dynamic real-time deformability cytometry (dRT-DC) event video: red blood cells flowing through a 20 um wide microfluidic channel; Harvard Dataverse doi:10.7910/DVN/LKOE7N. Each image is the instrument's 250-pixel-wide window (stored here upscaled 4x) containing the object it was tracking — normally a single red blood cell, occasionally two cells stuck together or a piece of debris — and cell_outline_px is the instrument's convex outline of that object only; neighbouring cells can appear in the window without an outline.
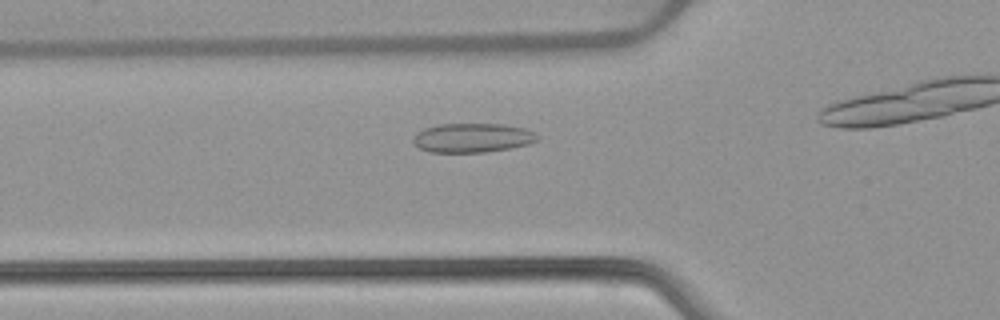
{"species": "common noctule bat (a hibernating species)", "species_latin": "Nyctalus noctula", "temperature_condition": "warm", "stored_images_in_passage": 7, "camera_frame_rate_fps": 3000, "um_per_image_px": 0.085, "animal": {"sex": "female", "body_mass_g": 22.7, "forearm_length_mm": 54.2}, "frame": {"image": 1, "passage_image": 6, "time_ms": 6.667, "image_size_px": [1000, 320], "cell_outline_px": [[540, 140], [528, 144], [488, 152], [428, 152], [420, 148], [412, 140], [416, 132], [424, 128], [440, 124], [504, 124], [524, 128], [540, 136]], "centroid_in_image_um": [40.16, 11.71], "position_along_channel_um": 85.6, "area_um2": 21.15}}